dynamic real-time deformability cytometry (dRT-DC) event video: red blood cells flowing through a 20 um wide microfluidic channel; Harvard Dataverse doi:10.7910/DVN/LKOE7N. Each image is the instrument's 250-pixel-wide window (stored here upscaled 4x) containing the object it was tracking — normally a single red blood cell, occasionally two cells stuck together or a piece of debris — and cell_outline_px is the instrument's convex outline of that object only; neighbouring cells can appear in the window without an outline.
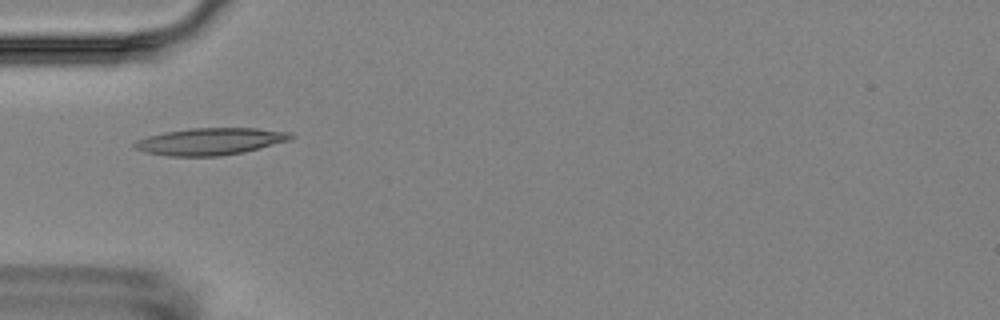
{"species": "Egyptian fruit bat (a non-hibernating species)", "species_latin": "Rousettus aegyptiacus", "temperature_condition": "room temperature", "stored_images_in_passage": 2, "camera_frame_rate_fps": 3000, "um_per_image_px": 0.085, "animal": {"sex": "female"}, "frame": {"image": 1, "passage_image": 2, "time_ms": 1.333, "image_size_px": [1000, 320], "cell_outline_px": [[296, 136], [292, 140], [244, 152], [220, 156], [168, 156], [144, 152], [132, 148], [132, 144], [136, 140], [148, 136], [164, 132], [192, 128], [256, 128], [292, 132]], "centroid_in_image_um": [17.89, 12.02], "position_along_channel_um": 67.1, "area_um2": 24.91}}